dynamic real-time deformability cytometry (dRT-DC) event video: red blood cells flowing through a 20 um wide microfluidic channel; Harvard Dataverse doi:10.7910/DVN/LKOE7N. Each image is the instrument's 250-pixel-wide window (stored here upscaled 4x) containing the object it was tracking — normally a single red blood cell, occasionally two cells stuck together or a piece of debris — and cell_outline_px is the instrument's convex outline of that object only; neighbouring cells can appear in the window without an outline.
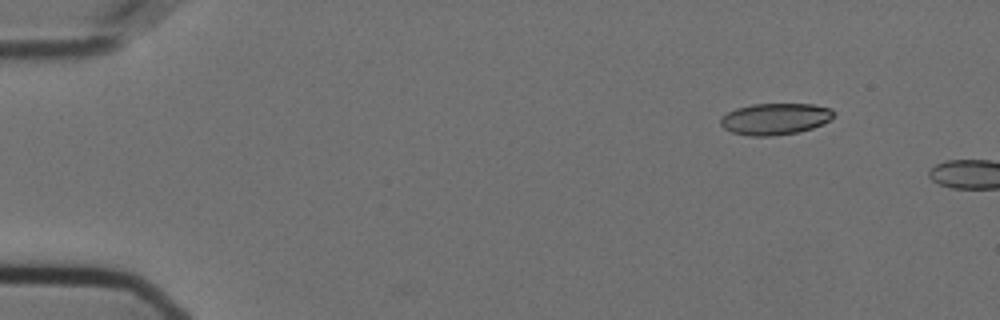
{"species": "Egyptian fruit bat (a non-hibernating species)", "species_latin": "Rousettus aegyptiacus", "temperature_condition": "cold", "stored_images_in_passage": 4, "camera_frame_rate_fps": 3000, "um_per_image_px": 0.085, "animal": {"sex": "female"}, "frame": {"image": 1, "passage_image": 1, "time_ms": 0.0, "image_size_px": [1000, 320], "cell_outline_px": [[832, 116], [828, 120], [812, 128], [796, 132], [772, 136], [752, 136], [732, 132], [724, 128], [720, 124], [720, 120], [728, 112], [736, 108], [752, 104], [812, 104], [832, 108]], "centroid_in_image_um": [65.85, 10.1], "position_along_channel_um": 19.1, "area_um2": 20.46}}